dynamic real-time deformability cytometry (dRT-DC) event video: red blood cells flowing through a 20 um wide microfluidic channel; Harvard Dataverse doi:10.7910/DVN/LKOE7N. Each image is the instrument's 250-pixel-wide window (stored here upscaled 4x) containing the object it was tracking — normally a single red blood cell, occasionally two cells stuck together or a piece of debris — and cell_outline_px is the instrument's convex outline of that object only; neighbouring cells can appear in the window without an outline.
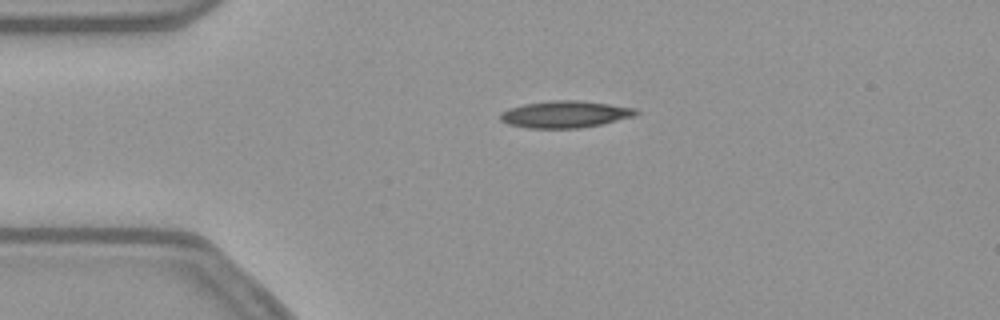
{"species": "common noctule bat (a hibernating species)", "species_latin": "Nyctalus noctula", "temperature_condition": "warm", "stored_images_in_passage": 43, "camera_frame_rate_fps": 3000, "um_per_image_px": 0.085, "animal": {"sex": "female", "body_mass_g": 21.9}, "frame": {"image": 1, "passage_image": 1, "time_ms": 0.0, "image_size_px": [1000, 320], "cell_outline_px": [[640, 112], [632, 116], [600, 124], [580, 128], [528, 128], [508, 124], [500, 120], [500, 112], [508, 108], [524, 104], [552, 100], [580, 100], [636, 108]], "centroid_in_image_um": [47.98, 9.71], "position_along_channel_um": 37.0, "area_um2": 21.15}}
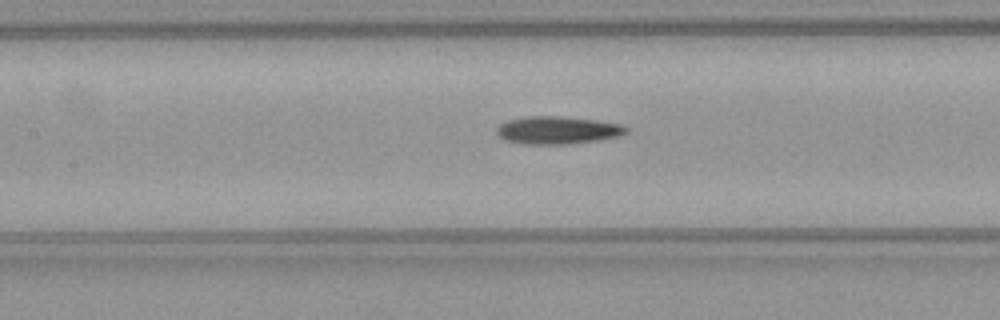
{"frame": {"image": 2, "passage_image": 13, "time_ms": 4.0, "image_size_px": [1000, 320], "cell_outline_px": [[628, 132], [620, 136], [596, 140], [568, 144], [524, 144], [504, 140], [496, 132], [496, 128], [500, 124], [508, 120], [528, 116], [564, 116], [596, 120], [624, 124], [628, 128]], "centroid_in_image_um": [47.41, 11.06], "position_along_channel_um": 160.0, "area_um2": 21.04}}
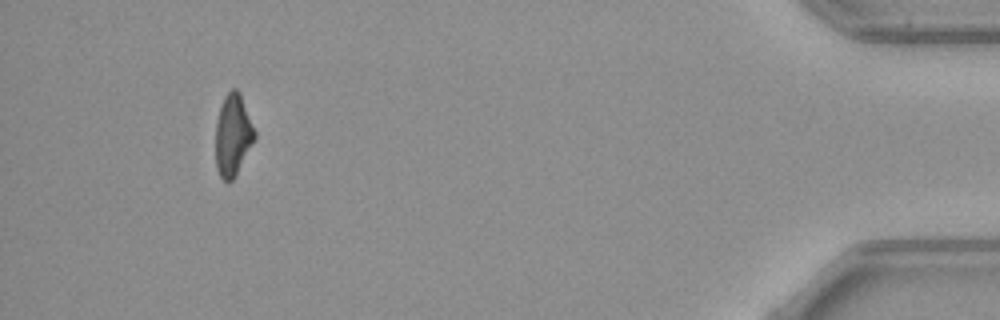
{"frame": {"image": 3, "passage_image": 39, "time_ms": 12.667, "image_size_px": [1000, 320], "cell_outline_px": [[256, 136], [232, 180], [228, 184], [220, 176], [216, 168], [216, 120], [224, 96], [232, 88], [236, 88], [240, 92], [256, 132]], "centroid_in_image_um": [19.78, 11.45], "position_along_channel_um": 415.4, "area_um2": 18.38}, "authors_computed_cell_mechanics": {"area_um2": 20.0566, "velocity_mm_per_s": 3.8136, "shape_relaxation_time_tau1_ms": 10.5481, "shape_relaxation_time_tau2_ms": 7.9641, "deformation_change_tau1": 0.2551, "deformation_change_tau2": 0.2168}}